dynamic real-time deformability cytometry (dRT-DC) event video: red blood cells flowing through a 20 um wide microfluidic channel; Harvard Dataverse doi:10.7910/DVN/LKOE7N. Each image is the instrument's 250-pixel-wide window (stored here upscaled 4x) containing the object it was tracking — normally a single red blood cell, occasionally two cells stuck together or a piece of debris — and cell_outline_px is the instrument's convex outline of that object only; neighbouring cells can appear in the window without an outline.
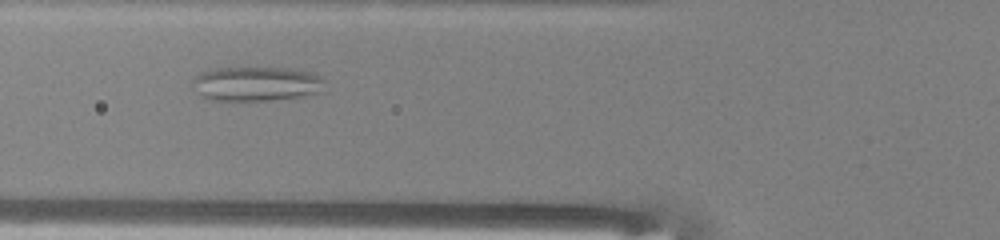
{"species": "common noctule bat (a hibernating species)", "species_latin": "Nyctalus noctula", "temperature_condition": "warm", "stored_images_in_passage": 39, "camera_frame_rate_fps": 3000, "um_per_image_px": 0.085, "animal": {"sex": "male", "body_mass_g": 13.0, "forearm_length_mm": 53.1}, "frame": {"image": 1, "passage_image": 18, "time_ms": 5.667, "image_size_px": [1000, 240], "cell_outline_px": [[328, 80], [320, 92], [300, 96], [272, 100], [212, 100], [204, 96], [200, 92], [192, 80], [196, 76], [204, 72], [220, 68], [288, 68], [312, 72]], "centroid_in_image_um": [21.9, 7.11], "position_along_channel_um": 103.9, "area_um2": 26.13}}
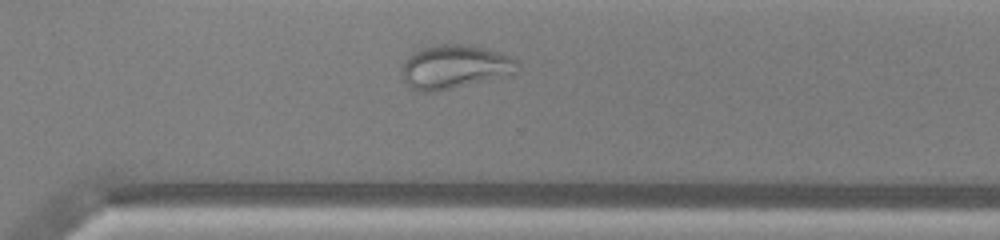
{"frame": {"image": 2, "passage_image": 35, "time_ms": 11.333, "image_size_px": [1000, 240], "cell_outline_px": [[520, 72], [440, 92], [420, 92], [412, 88], [404, 80], [404, 64], [408, 56], [424, 48], [440, 44], [460, 44], [480, 48], [496, 52], [508, 56], [516, 60], [520, 64]], "centroid_in_image_um": [38.69, 5.72], "position_along_channel_um": 331.9, "area_um2": 29.07}}
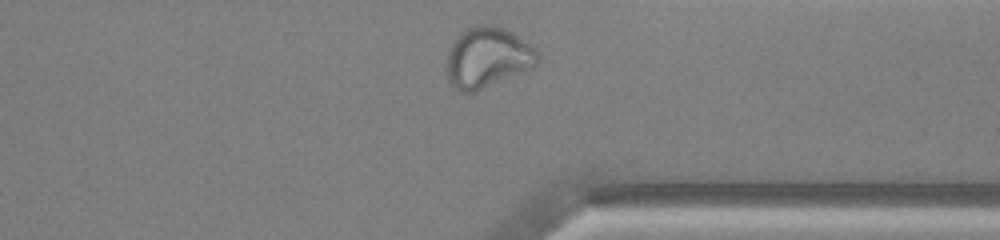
{"frame": {"image": 3, "passage_image": 38, "time_ms": 12.333, "image_size_px": [1000, 240], "cell_outline_px": [[540, 60], [536, 64], [476, 92], [460, 92], [448, 80], [448, 52], [456, 36], [460, 32], [476, 24], [484, 24], [504, 28], [512, 32], [528, 44], [540, 56]], "centroid_in_image_um": [41.4, 4.87], "position_along_channel_um": 370.0, "area_um2": 31.33}}